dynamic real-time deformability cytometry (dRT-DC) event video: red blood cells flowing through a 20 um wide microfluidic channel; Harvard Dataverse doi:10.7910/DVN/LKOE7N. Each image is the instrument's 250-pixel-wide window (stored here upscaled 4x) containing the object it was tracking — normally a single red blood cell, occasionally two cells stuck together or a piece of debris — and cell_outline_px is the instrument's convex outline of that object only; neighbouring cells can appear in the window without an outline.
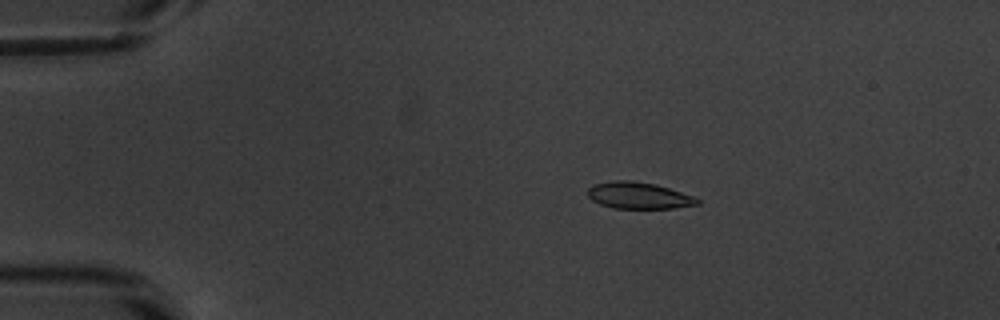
{"species": "common noctule bat (a hibernating species)", "species_latin": "Nyctalus noctula", "temperature_condition": "warm", "stored_images_in_passage": 54, "camera_frame_rate_fps": 3000, "um_per_image_px": 0.085, "animal": {"sex": "male", "body_mass_g": 20.1, "forearm_length_mm": 53.5}, "frame": {"image": 1, "passage_image": 11, "time_ms": 3.333, "image_size_px": [1000, 320], "cell_outline_px": [[700, 204], [672, 208], [612, 208], [600, 204], [592, 200], [588, 196], [588, 188], [592, 184], [616, 180], [632, 180], [656, 184], [696, 196], [700, 200]], "centroid_in_image_um": [54.3, 16.61], "position_along_channel_um": 30.7, "area_um2": 17.17}}
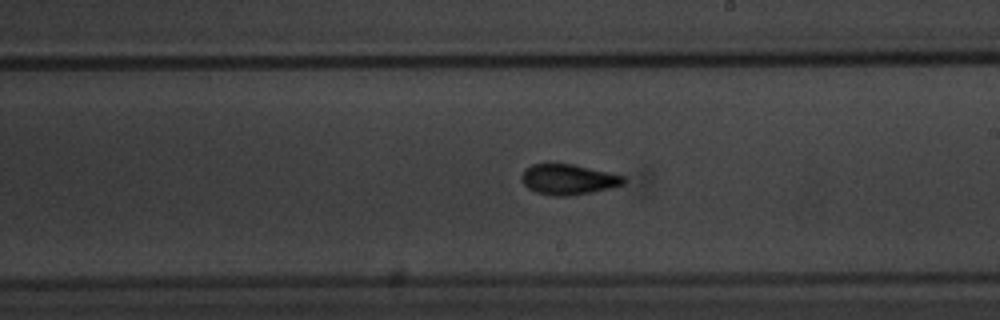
{"frame": {"image": 2, "passage_image": 32, "time_ms": 10.333, "image_size_px": [1000, 320], "cell_outline_px": [[624, 184], [592, 192], [568, 196], [552, 196], [536, 192], [528, 188], [520, 180], [520, 176], [524, 168], [532, 164], [572, 164], [608, 172], [624, 176]], "centroid_in_image_um": [48.24, 15.25], "position_along_channel_um": 240.8, "area_um2": 18.03}}
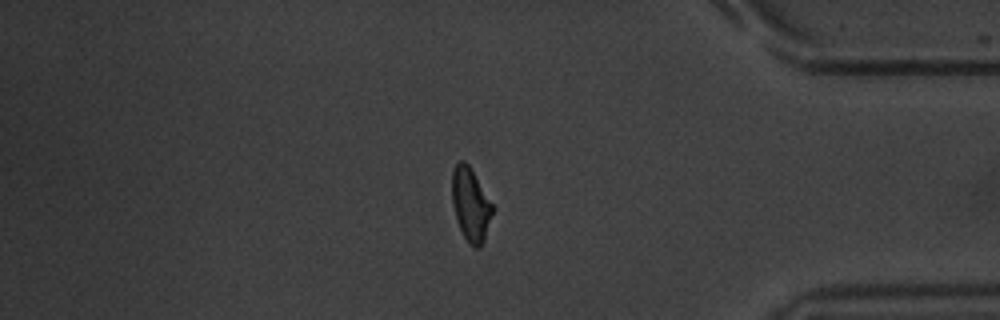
{"frame": {"image": 3, "passage_image": 46, "time_ms": 15.0, "image_size_px": [1000, 320], "cell_outline_px": [[496, 208], [484, 240], [480, 248], [476, 248], [468, 244], [456, 220], [452, 204], [452, 172], [456, 164], [460, 160], [464, 160], [468, 164]], "centroid_in_image_um": [40.03, 17.41], "position_along_channel_um": 395.2, "area_um2": 17.63}, "authors_computed_cell_mechanics": {"area_um2": 17.2822, "velocity_mm_per_s": 3.8357, "shape_relaxation_time_tau1_ms": 3.5406, "shape_relaxation_time_tau2_ms": 1.7724, "deformation_change_tau1": 0.1539, "deformation_change_tau2": 0.0691}}